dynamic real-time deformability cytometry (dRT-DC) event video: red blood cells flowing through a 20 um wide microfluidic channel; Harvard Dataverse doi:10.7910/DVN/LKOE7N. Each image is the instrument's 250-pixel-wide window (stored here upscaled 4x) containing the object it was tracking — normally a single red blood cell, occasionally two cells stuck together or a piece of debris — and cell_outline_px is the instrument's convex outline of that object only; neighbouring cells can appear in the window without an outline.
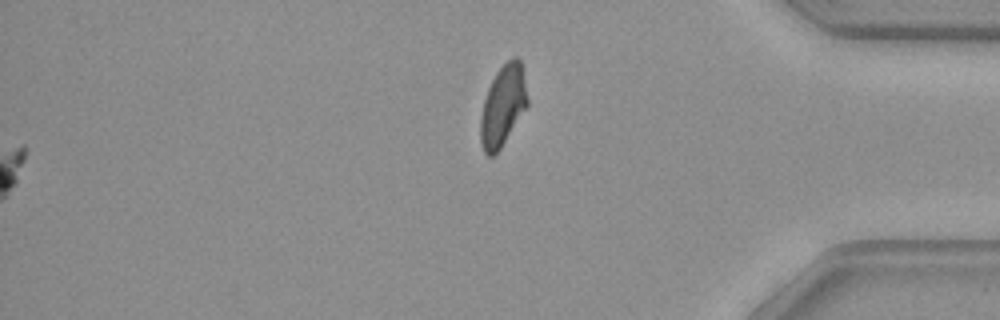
{"species": "common noctule bat (a hibernating species)", "species_latin": "Nyctalus noctula", "temperature_condition": "warm", "stored_images_in_passage": 54, "segment_of_instrument_passage": [2, 2], "camera_frame_rate_fps": 3000, "um_per_image_px": 0.085, "animal": {"sex": "female", "body_mass_g": 29.2, "forearm_length_mm": 56.3}, "frame": {"image": 1, "passage_image": 54, "time_ms": 17.667, "image_size_px": [1000, 320], "cell_outline_px": [[528, 104], [500, 148], [492, 156], [488, 156], [484, 152], [480, 144], [480, 116], [484, 100], [488, 88], [496, 72], [512, 56], [516, 56], [520, 60], [528, 100]], "centroid_in_image_um": [42.72, 8.99], "position_along_channel_um": 392.5, "area_um2": 21.73}}